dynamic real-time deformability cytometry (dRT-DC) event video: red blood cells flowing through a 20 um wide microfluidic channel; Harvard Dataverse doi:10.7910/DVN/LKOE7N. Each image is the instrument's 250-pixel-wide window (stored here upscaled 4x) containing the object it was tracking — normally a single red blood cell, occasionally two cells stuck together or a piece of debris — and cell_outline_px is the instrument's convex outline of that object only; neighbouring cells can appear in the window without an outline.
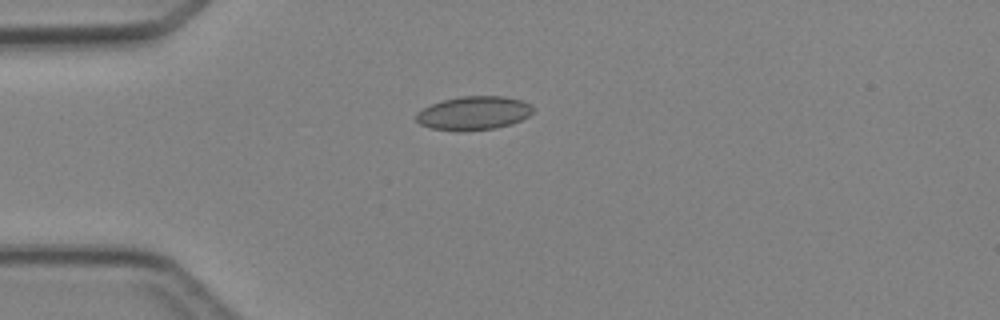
{"species": "Egyptian fruit bat (a non-hibernating species)", "species_latin": "Rousettus aegyptiacus", "temperature_condition": "cold", "stored_images_in_passage": 5, "camera_frame_rate_fps": 3000, "um_per_image_px": 0.085, "animal": {"sex": "female"}, "frame": {"image": 1, "passage_image": 5, "time_ms": 4.667, "image_size_px": [1000, 320], "cell_outline_px": [[532, 112], [528, 116], [512, 124], [496, 128], [432, 128], [420, 124], [416, 120], [416, 112], [432, 104], [444, 100], [460, 96], [504, 96], [524, 100], [532, 104]], "centroid_in_image_um": [40.32, 9.56], "position_along_channel_um": 44.7, "area_um2": 22.14}}